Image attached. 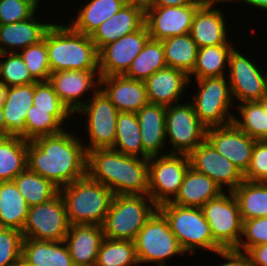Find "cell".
<instances>
[{"mask_svg": "<svg viewBox=\"0 0 267 266\" xmlns=\"http://www.w3.org/2000/svg\"><path fill=\"white\" fill-rule=\"evenodd\" d=\"M189 167L187 154L164 153L148 159V195L157 207L175 198Z\"/></svg>", "mask_w": 267, "mask_h": 266, "instance_id": "cell-9", "label": "cell"}, {"mask_svg": "<svg viewBox=\"0 0 267 266\" xmlns=\"http://www.w3.org/2000/svg\"><path fill=\"white\" fill-rule=\"evenodd\" d=\"M200 1L205 5L214 6L217 3H224V2L233 3L234 1H239V0H200Z\"/></svg>", "mask_w": 267, "mask_h": 266, "instance_id": "cell-55", "label": "cell"}, {"mask_svg": "<svg viewBox=\"0 0 267 266\" xmlns=\"http://www.w3.org/2000/svg\"><path fill=\"white\" fill-rule=\"evenodd\" d=\"M134 243L140 265L155 262L158 266H166L167 259L185 254L167 219L158 209L140 229Z\"/></svg>", "mask_w": 267, "mask_h": 266, "instance_id": "cell-7", "label": "cell"}, {"mask_svg": "<svg viewBox=\"0 0 267 266\" xmlns=\"http://www.w3.org/2000/svg\"><path fill=\"white\" fill-rule=\"evenodd\" d=\"M29 206L14 181L0 182V228L22 231Z\"/></svg>", "mask_w": 267, "mask_h": 266, "instance_id": "cell-31", "label": "cell"}, {"mask_svg": "<svg viewBox=\"0 0 267 266\" xmlns=\"http://www.w3.org/2000/svg\"><path fill=\"white\" fill-rule=\"evenodd\" d=\"M241 2V0H239ZM242 2L250 5V6H255L260 9H262L264 11L267 10V0H242Z\"/></svg>", "mask_w": 267, "mask_h": 266, "instance_id": "cell-53", "label": "cell"}, {"mask_svg": "<svg viewBox=\"0 0 267 266\" xmlns=\"http://www.w3.org/2000/svg\"><path fill=\"white\" fill-rule=\"evenodd\" d=\"M87 98L86 103L76 112L86 114L89 145L84 147L86 152L97 148H112L116 137V124L119 111L112 104L105 92L98 90Z\"/></svg>", "mask_w": 267, "mask_h": 266, "instance_id": "cell-11", "label": "cell"}, {"mask_svg": "<svg viewBox=\"0 0 267 266\" xmlns=\"http://www.w3.org/2000/svg\"><path fill=\"white\" fill-rule=\"evenodd\" d=\"M126 4H132L142 8L144 11L151 8L154 4V0H124Z\"/></svg>", "mask_w": 267, "mask_h": 266, "instance_id": "cell-52", "label": "cell"}, {"mask_svg": "<svg viewBox=\"0 0 267 266\" xmlns=\"http://www.w3.org/2000/svg\"><path fill=\"white\" fill-rule=\"evenodd\" d=\"M35 83L7 87L2 105L5 119V137H22L26 140V115L33 106Z\"/></svg>", "mask_w": 267, "mask_h": 266, "instance_id": "cell-24", "label": "cell"}, {"mask_svg": "<svg viewBox=\"0 0 267 266\" xmlns=\"http://www.w3.org/2000/svg\"><path fill=\"white\" fill-rule=\"evenodd\" d=\"M17 266H33V265L27 263L23 258H21Z\"/></svg>", "mask_w": 267, "mask_h": 266, "instance_id": "cell-57", "label": "cell"}, {"mask_svg": "<svg viewBox=\"0 0 267 266\" xmlns=\"http://www.w3.org/2000/svg\"><path fill=\"white\" fill-rule=\"evenodd\" d=\"M242 235L244 241H240L239 251L247 252L251 247L267 244V217L242 220ZM246 239V240H245Z\"/></svg>", "mask_w": 267, "mask_h": 266, "instance_id": "cell-46", "label": "cell"}, {"mask_svg": "<svg viewBox=\"0 0 267 266\" xmlns=\"http://www.w3.org/2000/svg\"><path fill=\"white\" fill-rule=\"evenodd\" d=\"M132 265H139L134 241L103 239L95 266Z\"/></svg>", "mask_w": 267, "mask_h": 266, "instance_id": "cell-41", "label": "cell"}, {"mask_svg": "<svg viewBox=\"0 0 267 266\" xmlns=\"http://www.w3.org/2000/svg\"><path fill=\"white\" fill-rule=\"evenodd\" d=\"M222 11L214 6L202 4L194 14L190 36L198 48L230 44L227 25Z\"/></svg>", "mask_w": 267, "mask_h": 266, "instance_id": "cell-25", "label": "cell"}, {"mask_svg": "<svg viewBox=\"0 0 267 266\" xmlns=\"http://www.w3.org/2000/svg\"><path fill=\"white\" fill-rule=\"evenodd\" d=\"M22 258L33 266H75L64 241L50 242L24 238Z\"/></svg>", "mask_w": 267, "mask_h": 266, "instance_id": "cell-29", "label": "cell"}, {"mask_svg": "<svg viewBox=\"0 0 267 266\" xmlns=\"http://www.w3.org/2000/svg\"><path fill=\"white\" fill-rule=\"evenodd\" d=\"M165 127L166 138L173 147L169 153L189 155L206 140L207 127L199 120L190 102L166 107Z\"/></svg>", "mask_w": 267, "mask_h": 266, "instance_id": "cell-12", "label": "cell"}, {"mask_svg": "<svg viewBox=\"0 0 267 266\" xmlns=\"http://www.w3.org/2000/svg\"><path fill=\"white\" fill-rule=\"evenodd\" d=\"M239 116H233L232 123L256 140H267V111L262 101H249L237 105Z\"/></svg>", "mask_w": 267, "mask_h": 266, "instance_id": "cell-40", "label": "cell"}, {"mask_svg": "<svg viewBox=\"0 0 267 266\" xmlns=\"http://www.w3.org/2000/svg\"><path fill=\"white\" fill-rule=\"evenodd\" d=\"M206 140L217 152L230 160L242 174L248 170L256 139L231 123L207 128Z\"/></svg>", "mask_w": 267, "mask_h": 266, "instance_id": "cell-19", "label": "cell"}, {"mask_svg": "<svg viewBox=\"0 0 267 266\" xmlns=\"http://www.w3.org/2000/svg\"><path fill=\"white\" fill-rule=\"evenodd\" d=\"M100 79L99 70H63L51 73L48 82L61 101L75 115L86 103L81 97L83 99V95L90 90L95 93L98 90L97 86L100 88Z\"/></svg>", "mask_w": 267, "mask_h": 266, "instance_id": "cell-18", "label": "cell"}, {"mask_svg": "<svg viewBox=\"0 0 267 266\" xmlns=\"http://www.w3.org/2000/svg\"><path fill=\"white\" fill-rule=\"evenodd\" d=\"M144 25L145 11L135 5L126 4L120 11L103 22L90 38L99 50L102 46L141 29Z\"/></svg>", "mask_w": 267, "mask_h": 266, "instance_id": "cell-22", "label": "cell"}, {"mask_svg": "<svg viewBox=\"0 0 267 266\" xmlns=\"http://www.w3.org/2000/svg\"><path fill=\"white\" fill-rule=\"evenodd\" d=\"M232 193L242 220L267 217V182L244 180Z\"/></svg>", "mask_w": 267, "mask_h": 266, "instance_id": "cell-32", "label": "cell"}, {"mask_svg": "<svg viewBox=\"0 0 267 266\" xmlns=\"http://www.w3.org/2000/svg\"><path fill=\"white\" fill-rule=\"evenodd\" d=\"M6 91L7 87L2 82H0V106H2L5 101Z\"/></svg>", "mask_w": 267, "mask_h": 266, "instance_id": "cell-56", "label": "cell"}, {"mask_svg": "<svg viewBox=\"0 0 267 266\" xmlns=\"http://www.w3.org/2000/svg\"><path fill=\"white\" fill-rule=\"evenodd\" d=\"M246 253L256 266H267V244L251 247Z\"/></svg>", "mask_w": 267, "mask_h": 266, "instance_id": "cell-50", "label": "cell"}, {"mask_svg": "<svg viewBox=\"0 0 267 266\" xmlns=\"http://www.w3.org/2000/svg\"><path fill=\"white\" fill-rule=\"evenodd\" d=\"M189 81V76L185 72L172 67L155 72L144 81L149 103L165 107L176 102L178 104Z\"/></svg>", "mask_w": 267, "mask_h": 266, "instance_id": "cell-23", "label": "cell"}, {"mask_svg": "<svg viewBox=\"0 0 267 266\" xmlns=\"http://www.w3.org/2000/svg\"><path fill=\"white\" fill-rule=\"evenodd\" d=\"M241 52L232 49L229 55V85L232 97L239 102L262 101L267 97V73Z\"/></svg>", "mask_w": 267, "mask_h": 266, "instance_id": "cell-14", "label": "cell"}, {"mask_svg": "<svg viewBox=\"0 0 267 266\" xmlns=\"http://www.w3.org/2000/svg\"><path fill=\"white\" fill-rule=\"evenodd\" d=\"M69 227L65 204L58 193L45 203L29 207L22 233L24 238L59 242L64 241Z\"/></svg>", "mask_w": 267, "mask_h": 266, "instance_id": "cell-13", "label": "cell"}, {"mask_svg": "<svg viewBox=\"0 0 267 266\" xmlns=\"http://www.w3.org/2000/svg\"><path fill=\"white\" fill-rule=\"evenodd\" d=\"M70 225H100L110 209L114 193L88 175L59 189Z\"/></svg>", "mask_w": 267, "mask_h": 266, "instance_id": "cell-4", "label": "cell"}, {"mask_svg": "<svg viewBox=\"0 0 267 266\" xmlns=\"http://www.w3.org/2000/svg\"><path fill=\"white\" fill-rule=\"evenodd\" d=\"M149 39L147 26L144 25L141 29L102 46L98 50L100 76L124 75Z\"/></svg>", "mask_w": 267, "mask_h": 266, "instance_id": "cell-15", "label": "cell"}, {"mask_svg": "<svg viewBox=\"0 0 267 266\" xmlns=\"http://www.w3.org/2000/svg\"><path fill=\"white\" fill-rule=\"evenodd\" d=\"M139 126L144 159L159 156L162 148L165 147L166 139V107L153 103L144 105L136 113Z\"/></svg>", "mask_w": 267, "mask_h": 266, "instance_id": "cell-26", "label": "cell"}, {"mask_svg": "<svg viewBox=\"0 0 267 266\" xmlns=\"http://www.w3.org/2000/svg\"><path fill=\"white\" fill-rule=\"evenodd\" d=\"M167 67L189 75L195 66L198 47L190 34L178 35L162 40Z\"/></svg>", "mask_w": 267, "mask_h": 266, "instance_id": "cell-36", "label": "cell"}, {"mask_svg": "<svg viewBox=\"0 0 267 266\" xmlns=\"http://www.w3.org/2000/svg\"><path fill=\"white\" fill-rule=\"evenodd\" d=\"M216 254L227 260L218 266H256L246 252L237 249H221Z\"/></svg>", "mask_w": 267, "mask_h": 266, "instance_id": "cell-49", "label": "cell"}, {"mask_svg": "<svg viewBox=\"0 0 267 266\" xmlns=\"http://www.w3.org/2000/svg\"><path fill=\"white\" fill-rule=\"evenodd\" d=\"M124 0H86L77 17L68 24L76 32L91 36L108 18L125 6Z\"/></svg>", "mask_w": 267, "mask_h": 266, "instance_id": "cell-30", "label": "cell"}, {"mask_svg": "<svg viewBox=\"0 0 267 266\" xmlns=\"http://www.w3.org/2000/svg\"><path fill=\"white\" fill-rule=\"evenodd\" d=\"M18 53L23 58L26 67L37 82L49 80L51 71L46 42L44 40H41L38 44L26 47Z\"/></svg>", "mask_w": 267, "mask_h": 266, "instance_id": "cell-43", "label": "cell"}, {"mask_svg": "<svg viewBox=\"0 0 267 266\" xmlns=\"http://www.w3.org/2000/svg\"><path fill=\"white\" fill-rule=\"evenodd\" d=\"M167 67L162 41L149 39L134 58L125 77L145 81L155 72Z\"/></svg>", "mask_w": 267, "mask_h": 266, "instance_id": "cell-38", "label": "cell"}, {"mask_svg": "<svg viewBox=\"0 0 267 266\" xmlns=\"http://www.w3.org/2000/svg\"><path fill=\"white\" fill-rule=\"evenodd\" d=\"M158 210L167 219L172 233L185 253H194L198 248L216 253L222 248L214 241L210 226L198 207H184L165 203Z\"/></svg>", "mask_w": 267, "mask_h": 266, "instance_id": "cell-6", "label": "cell"}, {"mask_svg": "<svg viewBox=\"0 0 267 266\" xmlns=\"http://www.w3.org/2000/svg\"><path fill=\"white\" fill-rule=\"evenodd\" d=\"M244 180L267 182V140H256Z\"/></svg>", "mask_w": 267, "mask_h": 266, "instance_id": "cell-47", "label": "cell"}, {"mask_svg": "<svg viewBox=\"0 0 267 266\" xmlns=\"http://www.w3.org/2000/svg\"><path fill=\"white\" fill-rule=\"evenodd\" d=\"M223 192V189L210 177L189 167L177 195L170 203L202 208L209 200Z\"/></svg>", "mask_w": 267, "mask_h": 266, "instance_id": "cell-28", "label": "cell"}, {"mask_svg": "<svg viewBox=\"0 0 267 266\" xmlns=\"http://www.w3.org/2000/svg\"><path fill=\"white\" fill-rule=\"evenodd\" d=\"M27 151L22 137L0 138V182L13 181L27 168Z\"/></svg>", "mask_w": 267, "mask_h": 266, "instance_id": "cell-34", "label": "cell"}, {"mask_svg": "<svg viewBox=\"0 0 267 266\" xmlns=\"http://www.w3.org/2000/svg\"><path fill=\"white\" fill-rule=\"evenodd\" d=\"M190 167L214 180L222 189L235 190L243 181L244 175L227 158L205 140L189 155Z\"/></svg>", "mask_w": 267, "mask_h": 266, "instance_id": "cell-17", "label": "cell"}, {"mask_svg": "<svg viewBox=\"0 0 267 266\" xmlns=\"http://www.w3.org/2000/svg\"><path fill=\"white\" fill-rule=\"evenodd\" d=\"M112 149L122 154L144 159L140 126L133 112H119L116 124V137Z\"/></svg>", "mask_w": 267, "mask_h": 266, "instance_id": "cell-37", "label": "cell"}, {"mask_svg": "<svg viewBox=\"0 0 267 266\" xmlns=\"http://www.w3.org/2000/svg\"><path fill=\"white\" fill-rule=\"evenodd\" d=\"M87 175L114 195H148V159L112 148L93 149L87 152Z\"/></svg>", "mask_w": 267, "mask_h": 266, "instance_id": "cell-2", "label": "cell"}, {"mask_svg": "<svg viewBox=\"0 0 267 266\" xmlns=\"http://www.w3.org/2000/svg\"><path fill=\"white\" fill-rule=\"evenodd\" d=\"M5 137V119L3 114V108L0 106V138Z\"/></svg>", "mask_w": 267, "mask_h": 266, "instance_id": "cell-54", "label": "cell"}, {"mask_svg": "<svg viewBox=\"0 0 267 266\" xmlns=\"http://www.w3.org/2000/svg\"><path fill=\"white\" fill-rule=\"evenodd\" d=\"M0 82L6 87L33 84L37 81L32 77L19 53H0Z\"/></svg>", "mask_w": 267, "mask_h": 266, "instance_id": "cell-42", "label": "cell"}, {"mask_svg": "<svg viewBox=\"0 0 267 266\" xmlns=\"http://www.w3.org/2000/svg\"><path fill=\"white\" fill-rule=\"evenodd\" d=\"M23 233L12 228H0V266H17L22 258Z\"/></svg>", "mask_w": 267, "mask_h": 266, "instance_id": "cell-44", "label": "cell"}, {"mask_svg": "<svg viewBox=\"0 0 267 266\" xmlns=\"http://www.w3.org/2000/svg\"><path fill=\"white\" fill-rule=\"evenodd\" d=\"M196 0H154L152 7L192 5Z\"/></svg>", "mask_w": 267, "mask_h": 266, "instance_id": "cell-51", "label": "cell"}, {"mask_svg": "<svg viewBox=\"0 0 267 266\" xmlns=\"http://www.w3.org/2000/svg\"><path fill=\"white\" fill-rule=\"evenodd\" d=\"M226 76L196 79L199 90L191 104L199 120L207 127L231 124V107L234 99ZM230 112V113H229Z\"/></svg>", "mask_w": 267, "mask_h": 266, "instance_id": "cell-8", "label": "cell"}, {"mask_svg": "<svg viewBox=\"0 0 267 266\" xmlns=\"http://www.w3.org/2000/svg\"><path fill=\"white\" fill-rule=\"evenodd\" d=\"M157 209L149 195H114L102 224L104 238L134 241Z\"/></svg>", "mask_w": 267, "mask_h": 266, "instance_id": "cell-5", "label": "cell"}, {"mask_svg": "<svg viewBox=\"0 0 267 266\" xmlns=\"http://www.w3.org/2000/svg\"><path fill=\"white\" fill-rule=\"evenodd\" d=\"M262 102L264 104L265 111H267V97H265Z\"/></svg>", "mask_w": 267, "mask_h": 266, "instance_id": "cell-58", "label": "cell"}, {"mask_svg": "<svg viewBox=\"0 0 267 266\" xmlns=\"http://www.w3.org/2000/svg\"><path fill=\"white\" fill-rule=\"evenodd\" d=\"M203 3L196 0L192 5L151 7L145 11V25L150 38L164 40L190 33L195 12Z\"/></svg>", "mask_w": 267, "mask_h": 266, "instance_id": "cell-16", "label": "cell"}, {"mask_svg": "<svg viewBox=\"0 0 267 266\" xmlns=\"http://www.w3.org/2000/svg\"><path fill=\"white\" fill-rule=\"evenodd\" d=\"M100 86L119 112L137 113L149 103L143 80L124 75L101 76Z\"/></svg>", "mask_w": 267, "mask_h": 266, "instance_id": "cell-20", "label": "cell"}, {"mask_svg": "<svg viewBox=\"0 0 267 266\" xmlns=\"http://www.w3.org/2000/svg\"><path fill=\"white\" fill-rule=\"evenodd\" d=\"M29 207L45 203L59 193L51 181L26 168L14 180Z\"/></svg>", "mask_w": 267, "mask_h": 266, "instance_id": "cell-39", "label": "cell"}, {"mask_svg": "<svg viewBox=\"0 0 267 266\" xmlns=\"http://www.w3.org/2000/svg\"><path fill=\"white\" fill-rule=\"evenodd\" d=\"M51 73L63 70H99L98 50L90 36L68 24L53 23L45 32Z\"/></svg>", "mask_w": 267, "mask_h": 266, "instance_id": "cell-3", "label": "cell"}, {"mask_svg": "<svg viewBox=\"0 0 267 266\" xmlns=\"http://www.w3.org/2000/svg\"><path fill=\"white\" fill-rule=\"evenodd\" d=\"M27 168L59 189L87 175L83 141L65 131L28 141Z\"/></svg>", "mask_w": 267, "mask_h": 266, "instance_id": "cell-1", "label": "cell"}, {"mask_svg": "<svg viewBox=\"0 0 267 266\" xmlns=\"http://www.w3.org/2000/svg\"><path fill=\"white\" fill-rule=\"evenodd\" d=\"M73 115L70 110H42L31 106L25 120L26 140L62 132L65 121Z\"/></svg>", "mask_w": 267, "mask_h": 266, "instance_id": "cell-35", "label": "cell"}, {"mask_svg": "<svg viewBox=\"0 0 267 266\" xmlns=\"http://www.w3.org/2000/svg\"><path fill=\"white\" fill-rule=\"evenodd\" d=\"M104 239L100 225H70L64 239L75 266H95Z\"/></svg>", "mask_w": 267, "mask_h": 266, "instance_id": "cell-21", "label": "cell"}, {"mask_svg": "<svg viewBox=\"0 0 267 266\" xmlns=\"http://www.w3.org/2000/svg\"><path fill=\"white\" fill-rule=\"evenodd\" d=\"M34 109L69 110L48 82H36L33 97Z\"/></svg>", "mask_w": 267, "mask_h": 266, "instance_id": "cell-48", "label": "cell"}, {"mask_svg": "<svg viewBox=\"0 0 267 266\" xmlns=\"http://www.w3.org/2000/svg\"><path fill=\"white\" fill-rule=\"evenodd\" d=\"M35 15L23 21L0 25V53H16L15 50L18 53L43 40L45 32L52 24L36 20L38 18Z\"/></svg>", "mask_w": 267, "mask_h": 266, "instance_id": "cell-27", "label": "cell"}, {"mask_svg": "<svg viewBox=\"0 0 267 266\" xmlns=\"http://www.w3.org/2000/svg\"><path fill=\"white\" fill-rule=\"evenodd\" d=\"M233 48L232 44L198 48L195 66L188 75L189 80L192 81L193 75L195 79L225 76V69L228 68L229 55Z\"/></svg>", "mask_w": 267, "mask_h": 266, "instance_id": "cell-33", "label": "cell"}, {"mask_svg": "<svg viewBox=\"0 0 267 266\" xmlns=\"http://www.w3.org/2000/svg\"><path fill=\"white\" fill-rule=\"evenodd\" d=\"M40 0H0V25L11 24L31 18Z\"/></svg>", "mask_w": 267, "mask_h": 266, "instance_id": "cell-45", "label": "cell"}, {"mask_svg": "<svg viewBox=\"0 0 267 266\" xmlns=\"http://www.w3.org/2000/svg\"><path fill=\"white\" fill-rule=\"evenodd\" d=\"M229 195V196H228ZM221 193L209 200L201 209L214 241L222 249H236L241 241L243 221L232 191Z\"/></svg>", "mask_w": 267, "mask_h": 266, "instance_id": "cell-10", "label": "cell"}]
</instances>
